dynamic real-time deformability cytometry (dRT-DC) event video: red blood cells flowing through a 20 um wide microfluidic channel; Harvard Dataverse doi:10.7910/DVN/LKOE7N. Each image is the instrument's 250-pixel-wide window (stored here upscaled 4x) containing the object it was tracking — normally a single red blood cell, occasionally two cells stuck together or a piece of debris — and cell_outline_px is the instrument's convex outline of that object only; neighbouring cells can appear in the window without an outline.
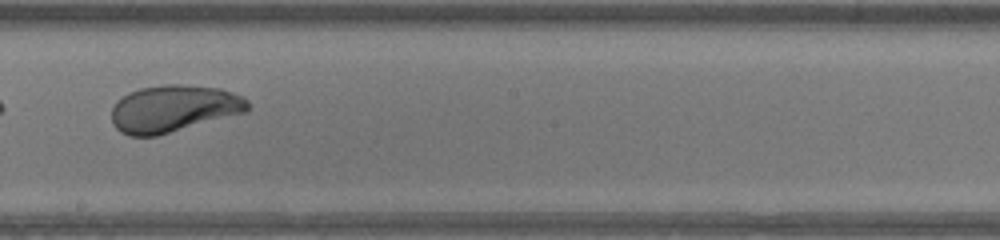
{"species": "human", "species_latin": "Homo sapiens", "temperature_condition": "warm", "stored_images_in_passage": 34, "camera_frame_rate_fps": 3000, "um_per_image_px": 0.085, "donor": {"sex": "male"}, "frame": {"image": 1, "passage_image": 15, "time_ms": 4.667, "image_size_px": [1000, 240], "cell_outline_px": [[248, 112], [156, 136], [128, 136], [120, 132], [112, 124], [112, 108], [116, 100], [128, 92], [140, 88], [164, 84], [180, 84], [220, 88], [244, 96], [248, 100]], "centroid_in_image_um": [14.75, 9.23], "position_along_channel_um": 233.4, "area_um2": 37.69}}
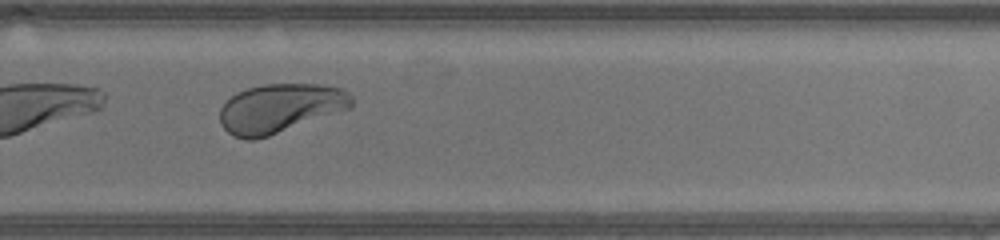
{"frame": {"image": 2, "passage_image": 20, "time_ms": 6.333, "image_size_px": [1000, 240], "cell_outline_px": [[352, 108], [268, 136], [252, 140], [244, 140], [232, 136], [220, 124], [220, 108], [236, 92], [248, 88], [264, 84], [320, 84], [344, 88], [352, 96]], "centroid_in_image_um": [23.82, 9.2], "position_along_channel_um": 306.0, "area_um2": 37.8}, "authors_computed_cell_mechanics": {"area_um2": 38.4948, "velocity_mm_per_s": 4.3648, "shape_relaxation_time_tau1_ms": 3.001, "shape_relaxation_time_tau2_ms": 0.7334, "deformation_change_tau1": 0.1739, "deformation_change_tau2": 0.0447}}